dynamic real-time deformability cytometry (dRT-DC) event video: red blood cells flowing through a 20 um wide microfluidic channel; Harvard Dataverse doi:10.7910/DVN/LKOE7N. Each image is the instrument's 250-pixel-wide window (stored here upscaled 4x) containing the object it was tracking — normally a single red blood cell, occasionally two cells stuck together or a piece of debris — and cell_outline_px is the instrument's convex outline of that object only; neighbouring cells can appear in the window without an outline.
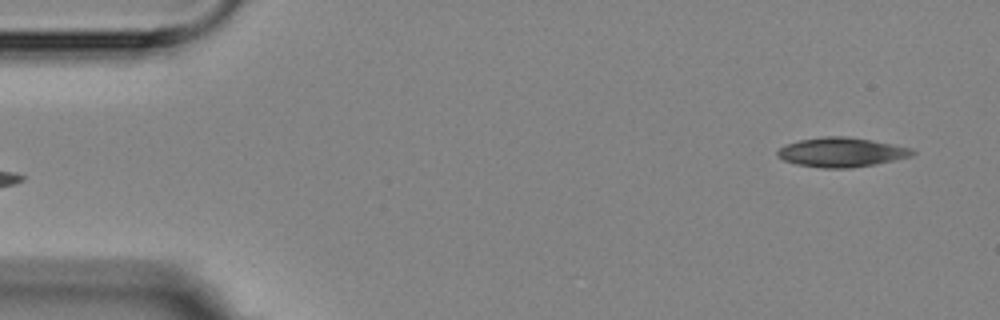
{"species": "Egyptian fruit bat (a non-hibernating species)", "species_latin": "Rousettus aegyptiacus", "temperature_condition": "room temperature", "stored_images_in_passage": 3, "segment_of_instrument_passage": [2, 2], "camera_frame_rate_fps": 3000, "um_per_image_px": 0.085, "animal": {"sex": "female"}, "frame": {"image": 1, "passage_image": 3, "time_ms": 2.333, "image_size_px": [1000, 320], "cell_outline_px": [[916, 152], [912, 156], [876, 164], [852, 168], [820, 168], [796, 164], [784, 160], [776, 156], [776, 152], [784, 144], [800, 140], [824, 136], [848, 136], [872, 140], [912, 148]], "centroid_in_image_um": [71.51, 12.94], "position_along_channel_um": 13.5, "area_um2": 23.29}}